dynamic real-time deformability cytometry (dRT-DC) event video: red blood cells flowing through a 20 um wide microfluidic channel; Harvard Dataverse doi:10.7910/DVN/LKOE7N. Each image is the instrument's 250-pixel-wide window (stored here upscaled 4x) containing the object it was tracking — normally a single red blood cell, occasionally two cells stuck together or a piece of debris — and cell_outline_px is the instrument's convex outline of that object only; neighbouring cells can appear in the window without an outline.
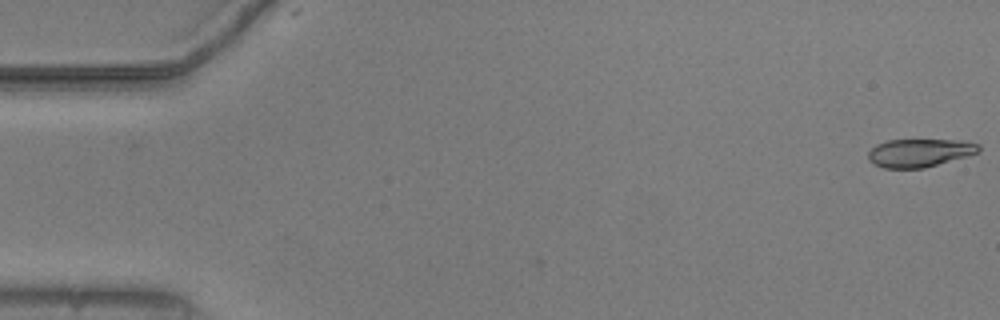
{"species": "common noctule bat (a hibernating species)", "species_latin": "Nyctalus noctula", "temperature_condition": "warm", "stored_images_in_passage": 46, "camera_frame_rate_fps": 3000, "um_per_image_px": 0.085, "animal": {"sex": "male", "body_mass_g": 20.5, "forearm_length_mm": 52.5}, "frame": {"image": 1, "passage_image": 1, "time_ms": 0.0, "image_size_px": [1000, 320], "cell_outline_px": [[980, 152], [924, 168], [884, 168], [872, 164], [868, 160], [868, 152], [876, 144], [888, 140], [956, 140], [980, 144]], "centroid_in_image_um": [78.13, 12.99], "position_along_channel_um": 6.9, "area_um2": 18.09}}
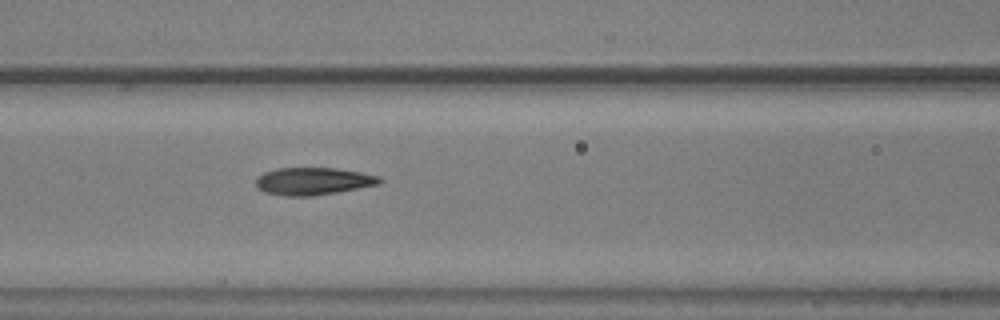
{"frame": {"image": 2, "passage_image": 23, "time_ms": 7.333, "image_size_px": [1000, 320], "cell_outline_px": [[384, 180], [380, 184], [336, 192], [312, 196], [284, 196], [264, 192], [256, 188], [256, 176], [264, 172], [280, 168], [336, 168], [360, 172], [380, 176]], "centroid_in_image_um": [26.6, 15.4], "position_along_channel_um": 140.0, "area_um2": 19.88}}
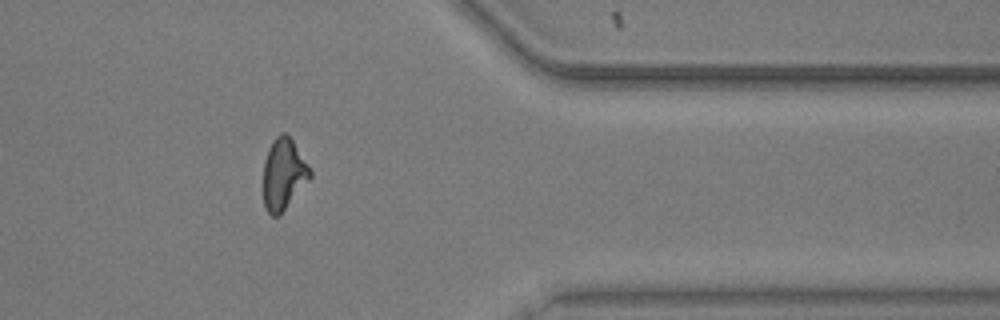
{"frame": {"image": 3, "passage_image": 44, "time_ms": 14.333, "image_size_px": [1000, 320], "cell_outline_px": [[312, 176], [280, 216], [272, 216], [264, 208], [264, 160], [268, 148], [272, 140], [280, 132], [288, 132], [312, 172]], "centroid_in_image_um": [24.1, 14.78], "position_along_channel_um": 387.3, "area_um2": 19.59}, "authors_computed_cell_mechanics": {"area_um2": 19.7098, "velocity_mm_per_s": 3.7748, "shape_relaxation_time_tau1_ms": 6.6131, "shape_relaxation_time_tau2_ms": 1.7778, "deformation_change_tau1": 0.229, "deformation_change_tau2": 0.1005}}